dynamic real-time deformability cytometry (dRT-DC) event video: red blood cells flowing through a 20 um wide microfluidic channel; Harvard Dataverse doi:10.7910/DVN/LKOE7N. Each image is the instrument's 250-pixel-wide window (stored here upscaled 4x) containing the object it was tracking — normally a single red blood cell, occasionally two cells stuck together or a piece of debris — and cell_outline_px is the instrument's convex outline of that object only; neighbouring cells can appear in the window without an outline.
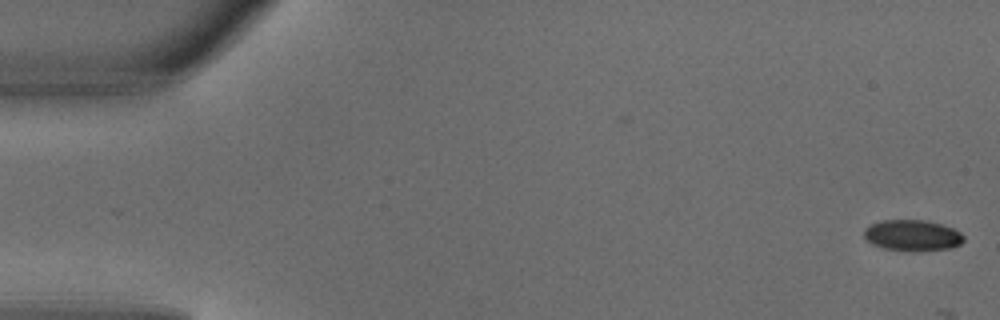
{"species": "common noctule bat (a hibernating species)", "species_latin": "Nyctalus noctula", "temperature_condition": "warm", "stored_images_in_passage": 5, "camera_frame_rate_fps": 3000, "um_per_image_px": 0.085, "animal": {"sex": "male", "body_mass_g": 18.8}, "frame": {"image": 1, "passage_image": 1, "time_ms": 0.0, "image_size_px": [1000, 320], "cell_outline_px": [[964, 240], [960, 244], [952, 248], [920, 252], [912, 252], [884, 248], [872, 244], [864, 236], [864, 228], [872, 224], [884, 220], [924, 220], [940, 224], [952, 228], [960, 232], [964, 236]], "centroid_in_image_um": [77.57, 20.03], "position_along_channel_um": 7.4, "area_um2": 18.15}}